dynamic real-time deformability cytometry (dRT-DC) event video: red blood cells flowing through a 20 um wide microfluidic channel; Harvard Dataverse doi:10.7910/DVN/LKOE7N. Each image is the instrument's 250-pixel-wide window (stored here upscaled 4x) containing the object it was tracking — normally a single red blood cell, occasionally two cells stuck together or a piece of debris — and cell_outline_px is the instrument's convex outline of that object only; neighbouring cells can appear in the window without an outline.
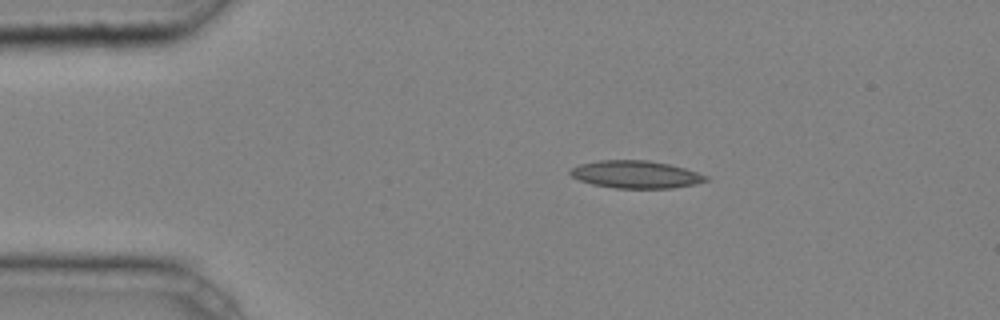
{"species": "common noctule bat (a hibernating species)", "species_latin": "Nyctalus noctula", "temperature_condition": "cold", "stored_images_in_passage": 5, "camera_frame_rate_fps": 3000, "um_per_image_px": 0.085, "animal": {"sex": "male", "body_mass_g": 20.4}, "frame": {"image": 1, "passage_image": 1, "time_ms": 0.0, "image_size_px": [1000, 320], "cell_outline_px": [[708, 180], [696, 184], [672, 188], [616, 188], [592, 184], [580, 180], [572, 176], [568, 172], [572, 168], [580, 164], [600, 160], [648, 160], [668, 164], [684, 168], [708, 176]], "centroid_in_image_um": [54.04, 14.83], "position_along_channel_um": 31.0, "area_um2": 21.62}}